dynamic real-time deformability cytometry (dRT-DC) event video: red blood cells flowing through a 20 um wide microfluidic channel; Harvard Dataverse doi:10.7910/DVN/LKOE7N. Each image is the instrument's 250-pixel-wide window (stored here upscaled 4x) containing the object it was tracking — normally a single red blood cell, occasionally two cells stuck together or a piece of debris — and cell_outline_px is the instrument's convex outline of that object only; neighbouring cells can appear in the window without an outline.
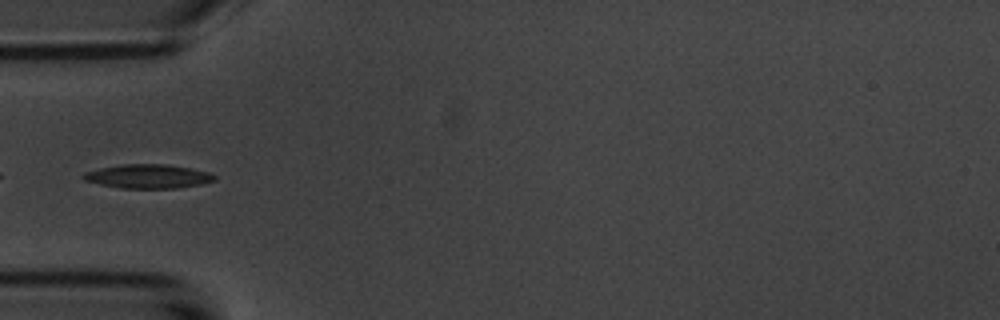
{"species": "common noctule bat (a hibernating species)", "species_latin": "Nyctalus noctula", "temperature_condition": "room temperature", "stored_images_in_passage": 8, "camera_frame_rate_fps": 3000, "um_per_image_px": 0.085, "animal": {"sex": "male", "body_mass_g": 20.1, "forearm_length_mm": 53.5}, "frame": {"image": 1, "passage_image": 6, "time_ms": 5.667, "image_size_px": [1000, 320], "cell_outline_px": [[216, 180], [200, 184], [176, 188], [120, 188], [100, 184], [84, 180], [80, 176], [84, 172], [100, 168], [120, 164], [164, 164], [192, 168], [208, 172], [216, 176]], "centroid_in_image_um": [12.56, 14.98], "position_along_channel_um": 72.4, "area_um2": 18.32}}
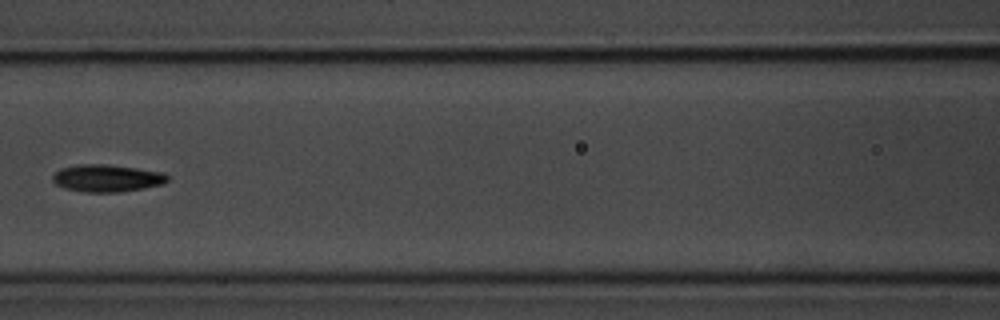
{"frame": {"image": 2, "passage_image": 8, "time_ms": 8.0, "image_size_px": [1000, 320], "cell_outline_px": [[168, 180], [164, 184], [144, 188], [120, 192], [84, 192], [64, 188], [56, 184], [52, 180], [52, 176], [60, 168], [80, 164], [104, 164], [136, 168], [164, 172], [168, 176]], "centroid_in_image_um": [9.09, 15.15], "position_along_channel_um": 157.5, "area_um2": 18.32}}